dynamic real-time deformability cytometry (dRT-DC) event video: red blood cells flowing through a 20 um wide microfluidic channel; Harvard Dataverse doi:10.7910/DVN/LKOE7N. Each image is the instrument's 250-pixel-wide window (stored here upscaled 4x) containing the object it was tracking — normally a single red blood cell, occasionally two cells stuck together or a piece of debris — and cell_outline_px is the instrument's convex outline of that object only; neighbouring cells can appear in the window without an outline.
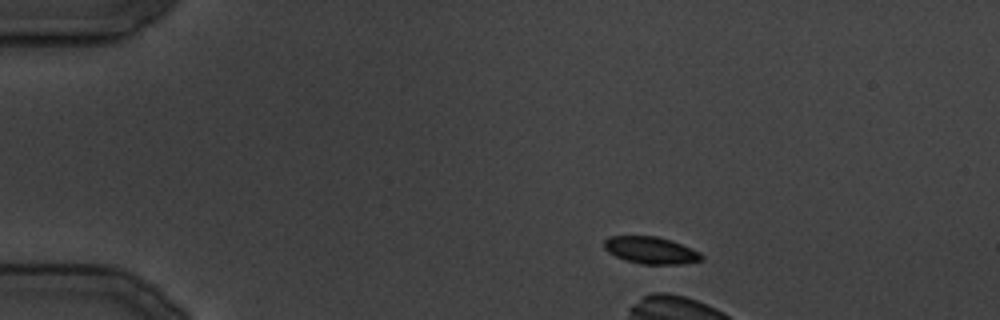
{"species": "common noctule bat (a hibernating species)", "species_latin": "Nyctalus noctula", "temperature_condition": "cold", "stored_images_in_passage": 3, "camera_frame_rate_fps": 3000, "um_per_image_px": 0.085, "animal": {"sex": "male", "body_mass_g": 19.5, "forearm_length_mm": 54.6}, "frame": {"image": 1, "passage_image": 1, "time_ms": 0.0, "image_size_px": [1000, 320], "cell_outline_px": [[704, 260], [680, 264], [644, 264], [624, 260], [608, 252], [604, 248], [604, 240], [608, 236], [656, 236], [672, 240], [700, 252], [704, 256]], "centroid_in_image_um": [55.33, 21.27], "position_along_channel_um": 29.7, "area_um2": 15.43}}